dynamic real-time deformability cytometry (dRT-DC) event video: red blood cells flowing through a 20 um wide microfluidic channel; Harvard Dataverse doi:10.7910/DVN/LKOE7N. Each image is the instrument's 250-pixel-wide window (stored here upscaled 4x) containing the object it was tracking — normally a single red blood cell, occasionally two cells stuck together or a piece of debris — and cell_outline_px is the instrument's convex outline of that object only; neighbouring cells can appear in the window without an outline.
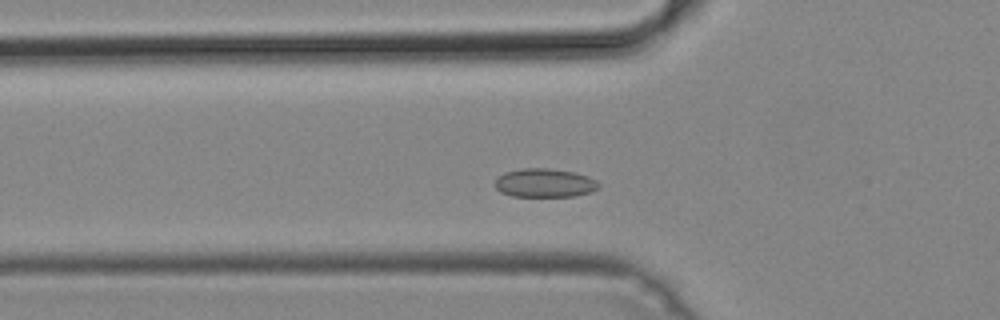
{"species": "common noctule bat (a hibernating species)", "species_latin": "Nyctalus noctula", "temperature_condition": "cold", "stored_images_in_passage": 34, "camera_frame_rate_fps": 3000, "um_per_image_px": 0.085, "animal": {"sex": "male", "body_mass_g": 19.2, "forearm_length_mm": 51.8}, "frame": {"image": 1, "passage_image": 9, "time_ms": 2.667, "image_size_px": [1000, 320], "cell_outline_px": [[600, 188], [592, 192], [576, 196], [512, 196], [500, 192], [496, 188], [496, 180], [504, 172], [520, 168], [548, 168], [576, 172], [588, 176], [596, 180], [600, 184]], "centroid_in_image_um": [46.34, 15.54], "position_along_channel_um": 79.5, "area_um2": 17.51}}
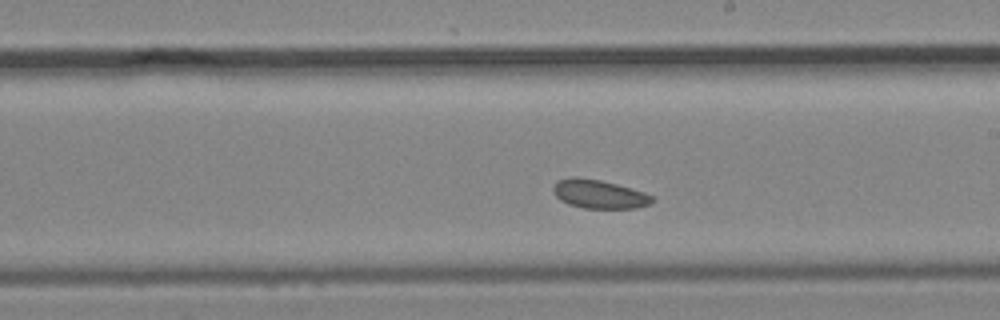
{"frame": {"image": 2, "passage_image": 21, "time_ms": 6.667, "image_size_px": [1000, 320], "cell_outline_px": [[656, 200], [652, 204], [636, 208], [584, 208], [568, 204], [560, 200], [556, 196], [552, 188], [556, 180], [572, 176], [600, 180], [616, 184], [644, 192], [652, 196]], "centroid_in_image_um": [50.92, 16.5], "position_along_channel_um": 238.1, "area_um2": 16.65}}
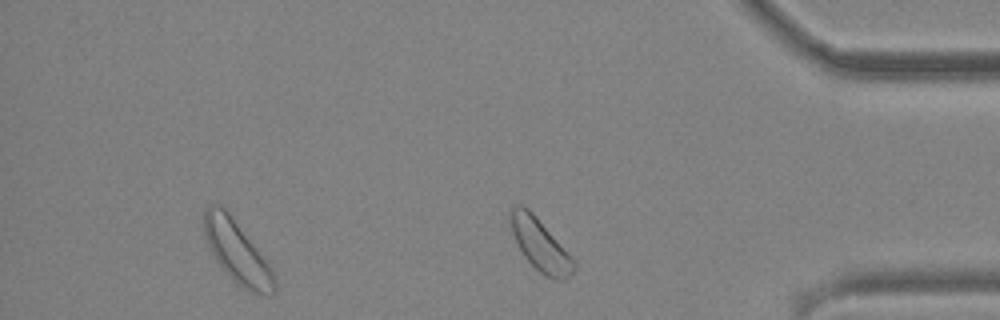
{"frame": {"image": 3, "passage_image": 34, "time_ms": 11.0, "image_size_px": [1000, 320], "cell_outline_px": [[576, 268], [564, 280], [556, 280], [544, 276], [524, 256], [512, 232], [508, 216], [508, 212], [516, 204], [520, 204], [528, 208], [536, 216], [576, 260]], "centroid_in_image_um": [45.92, 20.79], "position_along_channel_um": 389.3, "area_um2": 19.25}}